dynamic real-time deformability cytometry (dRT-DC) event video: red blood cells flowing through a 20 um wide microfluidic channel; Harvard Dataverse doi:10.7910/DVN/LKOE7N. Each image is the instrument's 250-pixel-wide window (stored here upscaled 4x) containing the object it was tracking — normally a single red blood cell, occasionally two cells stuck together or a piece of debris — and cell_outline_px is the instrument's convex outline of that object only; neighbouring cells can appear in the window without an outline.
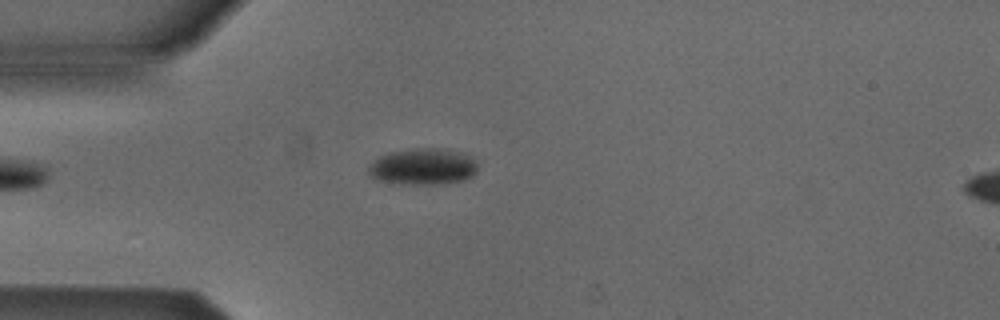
{"species": "Egyptian fruit bat (a non-hibernating species)", "species_latin": "Rousettus aegyptiacus", "temperature_condition": "cold", "stored_images_in_passage": 3, "segment_of_instrument_passage": [1, 2], "camera_frame_rate_fps": 3000, "um_per_image_px": 0.085, "animal": {"sex": "male"}, "frame": {"image": 1, "passage_image": 2, "time_ms": 0.333, "image_size_px": [1000, 320], "cell_outline_px": [[476, 172], [472, 176], [464, 180], [436, 184], [408, 184], [380, 180], [372, 176], [368, 172], [368, 168], [380, 156], [388, 152], [412, 148], [448, 148], [472, 156], [476, 160]], "centroid_in_image_um": [36.01, 14.14], "position_along_channel_um": 49.0, "area_um2": 23.12}}